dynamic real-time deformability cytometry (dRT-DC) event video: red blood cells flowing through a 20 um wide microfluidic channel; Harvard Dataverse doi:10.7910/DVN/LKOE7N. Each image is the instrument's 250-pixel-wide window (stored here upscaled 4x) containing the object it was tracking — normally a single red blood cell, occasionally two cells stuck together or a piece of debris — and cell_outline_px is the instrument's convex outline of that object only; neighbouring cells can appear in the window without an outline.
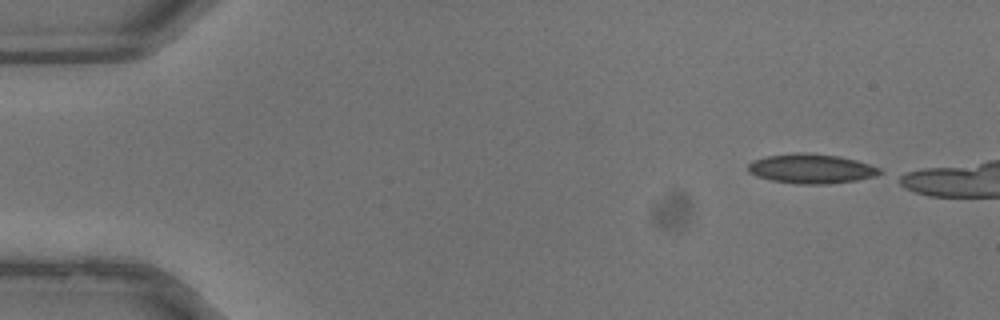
{"species": "common noctule bat (a hibernating species)", "species_latin": "Nyctalus noctula", "temperature_condition": "warm", "stored_images_in_passage": 31, "camera_frame_rate_fps": 3000, "um_per_image_px": 0.085, "animal": {"sex": "male", "body_mass_g": 13.3}, "frame": {"image": 1, "passage_image": 1, "time_ms": 0.0, "image_size_px": [1000, 320], "cell_outline_px": [[884, 172], [876, 176], [856, 180], [828, 184], [796, 184], [772, 180], [756, 176], [748, 172], [748, 164], [752, 160], [764, 156], [796, 152], [808, 152], [840, 156], [856, 160], [880, 168]], "centroid_in_image_um": [68.94, 14.33], "position_along_channel_um": 16.1, "area_um2": 22.95}}
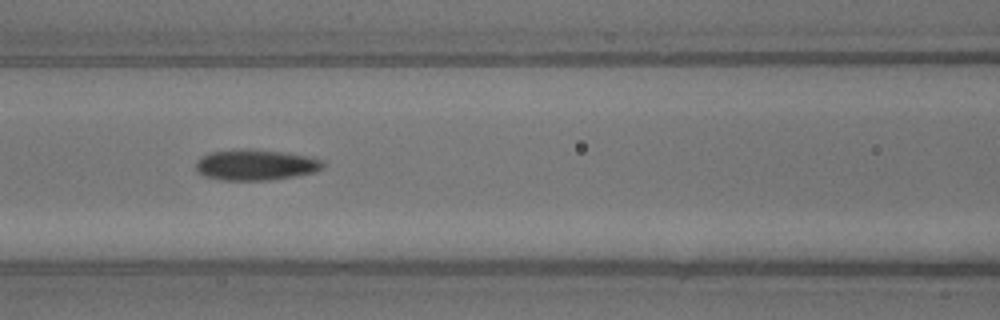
{"frame": {"image": 2, "passage_image": 14, "time_ms": 4.333, "image_size_px": [1000, 320], "cell_outline_px": [[324, 168], [316, 172], [296, 176], [268, 180], [224, 180], [204, 176], [196, 172], [196, 160], [200, 156], [212, 152], [240, 148], [248, 148], [284, 152], [308, 156], [320, 160], [324, 164]], "centroid_in_image_um": [21.71, 14.01], "position_along_channel_um": 144.9, "area_um2": 23.06}}
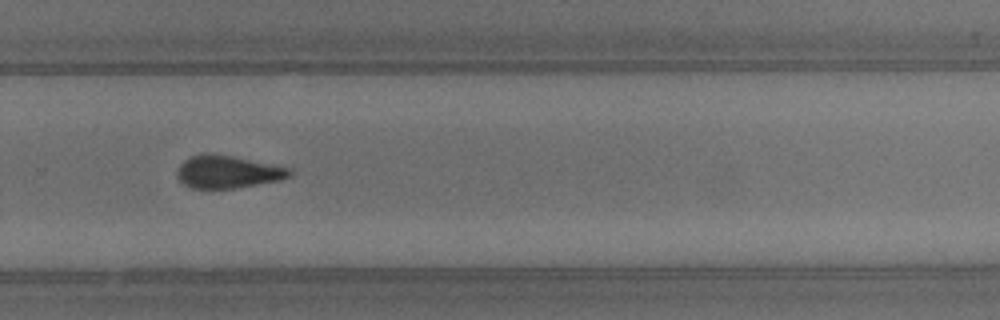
{"frame": {"image": 3, "passage_image": 23, "time_ms": 7.333, "image_size_px": [1000, 320], "cell_outline_px": [[292, 176], [280, 180], [236, 188], [192, 188], [184, 184], [176, 176], [176, 172], [180, 164], [184, 160], [192, 156], [232, 156], [292, 168]], "centroid_in_image_um": [19.4, 14.64], "position_along_channel_um": 310.4, "area_um2": 20.87}}